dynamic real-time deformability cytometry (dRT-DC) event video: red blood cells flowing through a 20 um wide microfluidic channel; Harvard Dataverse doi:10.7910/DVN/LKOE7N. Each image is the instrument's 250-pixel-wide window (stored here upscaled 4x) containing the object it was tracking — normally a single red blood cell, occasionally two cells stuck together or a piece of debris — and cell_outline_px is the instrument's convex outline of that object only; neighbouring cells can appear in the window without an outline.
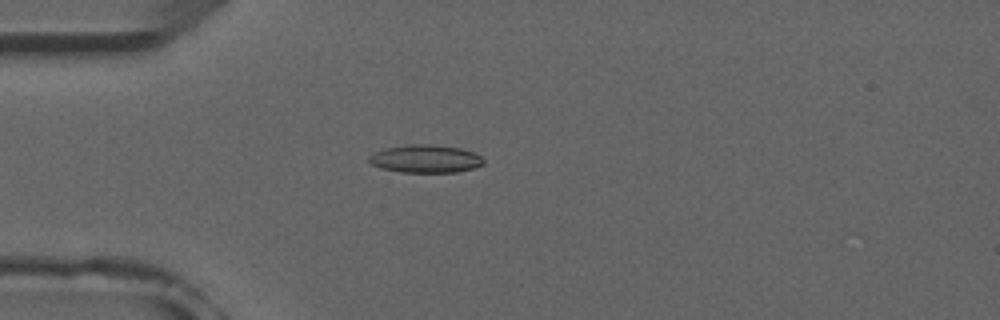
{"species": "common noctule bat (a hibernating species)", "species_latin": "Nyctalus noctula", "temperature_condition": "room temperature", "stored_images_in_passage": 4, "camera_frame_rate_fps": 3000, "um_per_image_px": 0.085, "animal": {"sex": "male", "forearm_length_mm": 52.5}, "frame": {"image": 1, "passage_image": 4, "time_ms": 3.333, "image_size_px": [1000, 320], "cell_outline_px": [[484, 164], [472, 168], [456, 172], [400, 172], [380, 168], [372, 164], [368, 160], [368, 156], [376, 152], [388, 148], [408, 144], [428, 144], [460, 148], [472, 152], [480, 156], [484, 160]], "centroid_in_image_um": [36.16, 13.5], "position_along_channel_um": 48.8, "area_um2": 18.44}}